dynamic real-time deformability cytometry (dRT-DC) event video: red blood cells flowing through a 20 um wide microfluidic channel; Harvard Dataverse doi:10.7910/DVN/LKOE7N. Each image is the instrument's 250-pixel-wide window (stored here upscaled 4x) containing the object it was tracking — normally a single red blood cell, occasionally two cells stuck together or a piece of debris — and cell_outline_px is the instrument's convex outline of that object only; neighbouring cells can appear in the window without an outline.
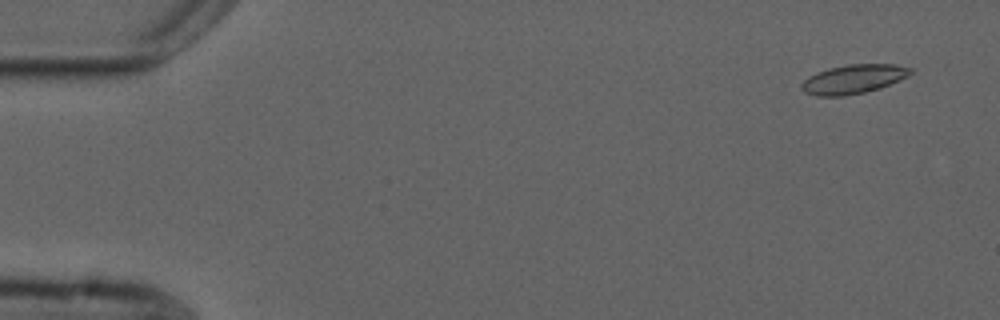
{"species": "common noctule bat (a hibernating species)", "species_latin": "Nyctalus noctula", "temperature_condition": "cold", "stored_images_in_passage": 6, "camera_frame_rate_fps": 3000, "um_per_image_px": 0.085, "animal": {"sex": "male", "forearm_length_mm": 52.5}, "frame": {"image": 1, "passage_image": 1, "time_ms": 0.0, "image_size_px": [1000, 320], "cell_outline_px": [[912, 72], [908, 76], [880, 88], [864, 92], [844, 96], [816, 96], [804, 92], [800, 88], [800, 84], [808, 76], [816, 72], [828, 68], [848, 64], [896, 64], [912, 68]], "centroid_in_image_um": [72.51, 6.72], "position_along_channel_um": 12.5, "area_um2": 18.55}}
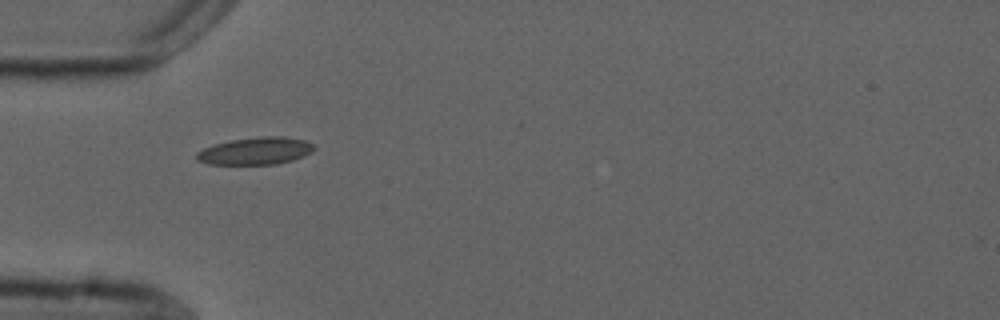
{"frame": {"image": 2, "passage_image": 5, "time_ms": 4.667, "image_size_px": [1000, 320], "cell_outline_px": [[316, 148], [312, 152], [304, 156], [292, 160], [276, 164], [208, 164], [196, 160], [196, 152], [204, 148], [216, 144], [232, 140], [260, 136], [284, 136], [304, 140], [312, 144]], "centroid_in_image_um": [21.73, 12.83], "position_along_channel_um": 63.3, "area_um2": 18.67}}
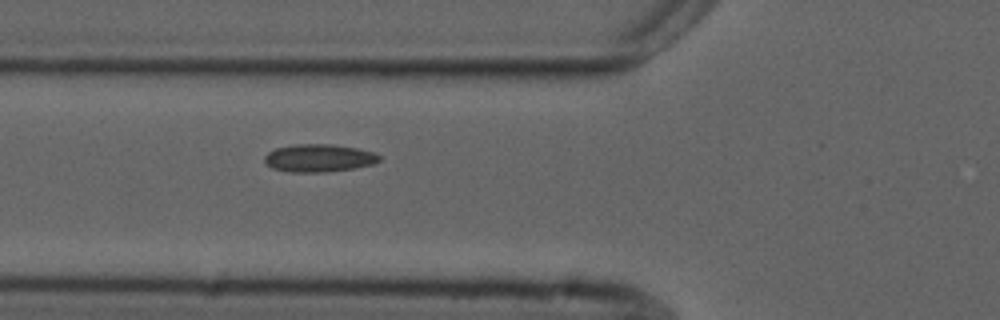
{"frame": {"image": 3, "passage_image": 6, "time_ms": 5.667, "image_size_px": [1000, 320], "cell_outline_px": [[380, 160], [372, 164], [356, 168], [324, 172], [288, 172], [272, 168], [264, 160], [264, 156], [268, 152], [276, 148], [296, 144], [332, 144], [356, 148], [372, 152], [380, 156]], "centroid_in_image_um": [27.09, 13.44], "position_along_channel_um": 98.7, "area_um2": 18.5}}